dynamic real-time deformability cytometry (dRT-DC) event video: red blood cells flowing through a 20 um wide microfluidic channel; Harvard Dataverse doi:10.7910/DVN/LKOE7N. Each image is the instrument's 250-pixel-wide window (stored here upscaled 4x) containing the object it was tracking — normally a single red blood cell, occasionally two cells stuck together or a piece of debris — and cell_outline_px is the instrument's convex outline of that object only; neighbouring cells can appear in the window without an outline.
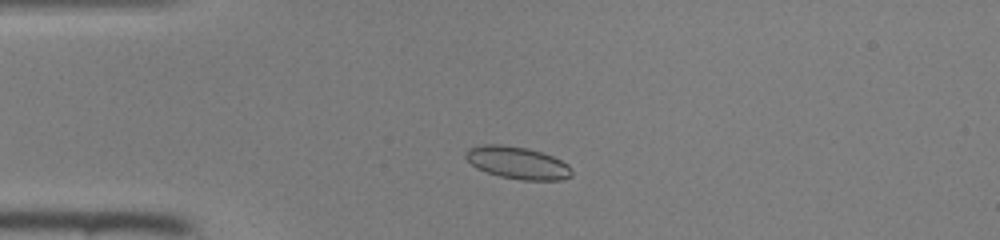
{"species": "common noctule bat (a hibernating species)", "species_latin": "Nyctalus noctula", "temperature_condition": "room temperature", "stored_images_in_passage": 42, "camera_frame_rate_fps": 3000, "um_per_image_px": 0.085, "animal": {"sex": "female", "body_mass_g": 22.0, "forearm_length_mm": 56.7}, "frame": {"image": 1, "passage_image": 7, "time_ms": 2.0, "image_size_px": [1000, 240], "cell_outline_px": [[572, 176], [560, 180], [524, 180], [500, 176], [476, 168], [464, 156], [468, 148], [484, 144], [500, 144], [528, 148], [552, 156], [568, 164], [572, 172]], "centroid_in_image_um": [43.98, 13.83], "position_along_channel_um": 41.0, "area_um2": 19.83}}
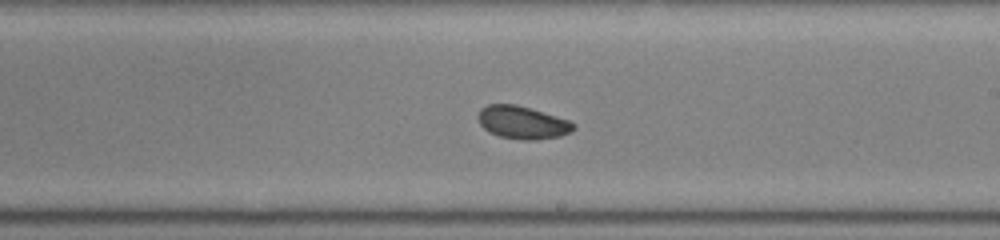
{"frame": {"image": 2, "passage_image": 23, "time_ms": 7.333, "image_size_px": [1000, 240], "cell_outline_px": [[576, 128], [572, 132], [560, 136], [536, 140], [524, 140], [500, 136], [488, 132], [480, 124], [476, 116], [480, 108], [488, 104], [516, 104], [568, 120], [576, 124]], "centroid_in_image_um": [44.39, 10.41], "position_along_channel_um": 244.6, "area_um2": 18.32}}
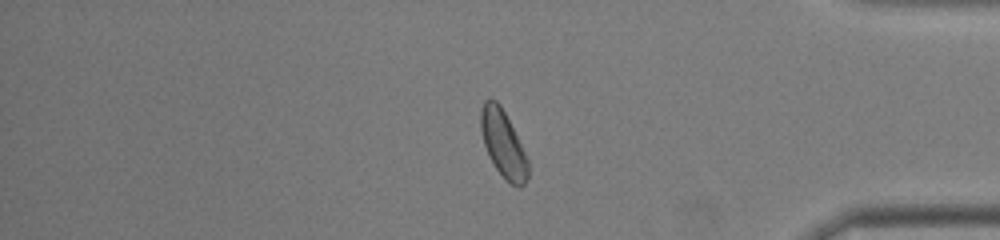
{"frame": {"image": 3, "passage_image": 35, "time_ms": 11.333, "image_size_px": [1000, 240], "cell_outline_px": [[528, 180], [520, 188], [504, 180], [488, 156], [484, 144], [480, 128], [480, 108], [484, 100], [496, 100], [500, 104], [528, 160]], "centroid_in_image_um": [42.75, 12.26], "position_along_channel_um": 392.5, "area_um2": 18.26}}